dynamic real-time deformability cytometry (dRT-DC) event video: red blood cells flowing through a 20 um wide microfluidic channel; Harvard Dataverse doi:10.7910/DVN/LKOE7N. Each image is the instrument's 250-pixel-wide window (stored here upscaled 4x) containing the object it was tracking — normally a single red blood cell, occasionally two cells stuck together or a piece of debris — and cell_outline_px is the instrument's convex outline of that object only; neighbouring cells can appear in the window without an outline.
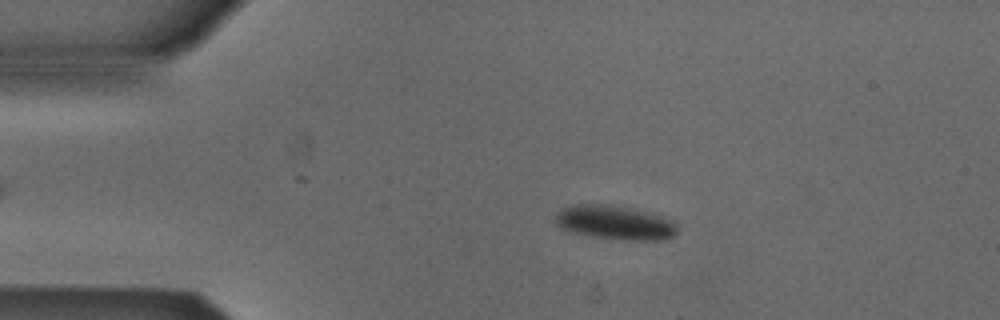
{"species": "Egyptian fruit bat (a non-hibernating species)", "species_latin": "Rousettus aegyptiacus", "temperature_condition": "cold", "stored_images_in_passage": 22, "camera_frame_rate_fps": 3000, "um_per_image_px": 0.085, "animal": {"sex": "male"}, "frame": {"image": 1, "passage_image": 10, "time_ms": 3.0, "image_size_px": [1000, 320], "cell_outline_px": [[676, 232], [672, 236], [664, 240], [628, 240], [588, 236], [568, 232], [560, 228], [556, 224], [556, 212], [560, 208], [572, 204], [608, 204], [628, 208], [664, 216], [676, 220]], "centroid_in_image_um": [52.23, 18.92], "position_along_channel_um": 32.8, "area_um2": 24.57}}
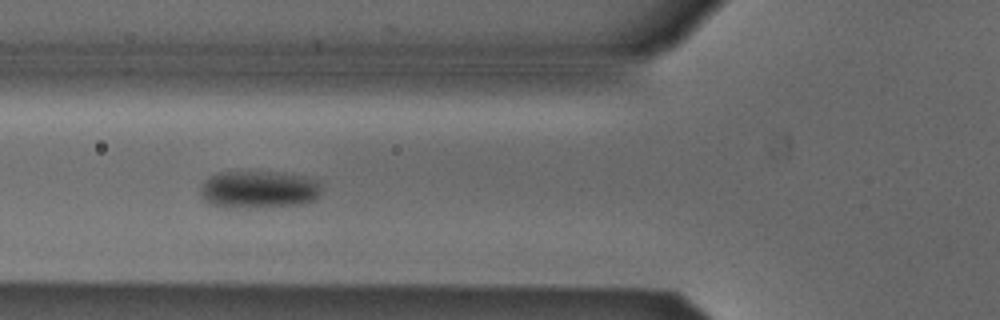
{"frame": {"image": 2, "passage_image": 19, "time_ms": 6.0, "image_size_px": [1000, 320], "cell_outline_px": [[320, 192], [312, 200], [304, 204], [236, 208], [224, 208], [212, 204], [200, 192], [200, 188], [204, 180], [220, 172], [284, 172], [304, 176], [320, 180]], "centroid_in_image_um": [22.02, 16.1], "position_along_channel_um": 103.8, "area_um2": 26.36}}
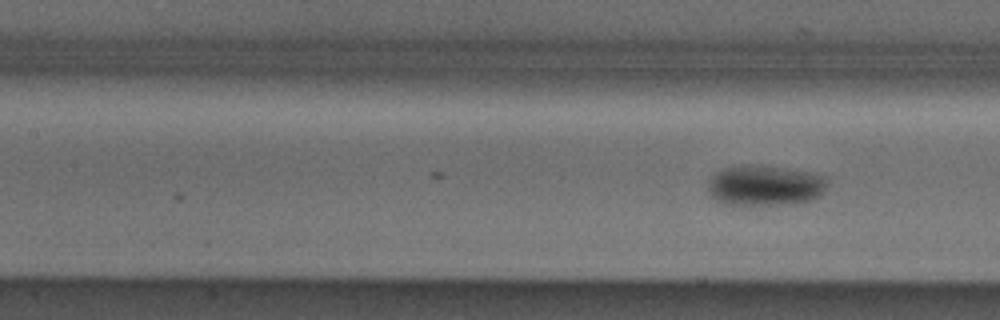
{"frame": {"image": 3, "passage_image": 22, "time_ms": 7.0, "image_size_px": [1000, 320], "cell_outline_px": [[824, 192], [820, 196], [808, 200], [768, 204], [724, 204], [716, 200], [708, 192], [708, 184], [712, 176], [716, 172], [724, 168], [740, 164], [756, 164], [784, 168], [824, 176]], "centroid_in_image_um": [64.92, 15.73], "position_along_channel_um": 142.5, "area_um2": 27.51}}